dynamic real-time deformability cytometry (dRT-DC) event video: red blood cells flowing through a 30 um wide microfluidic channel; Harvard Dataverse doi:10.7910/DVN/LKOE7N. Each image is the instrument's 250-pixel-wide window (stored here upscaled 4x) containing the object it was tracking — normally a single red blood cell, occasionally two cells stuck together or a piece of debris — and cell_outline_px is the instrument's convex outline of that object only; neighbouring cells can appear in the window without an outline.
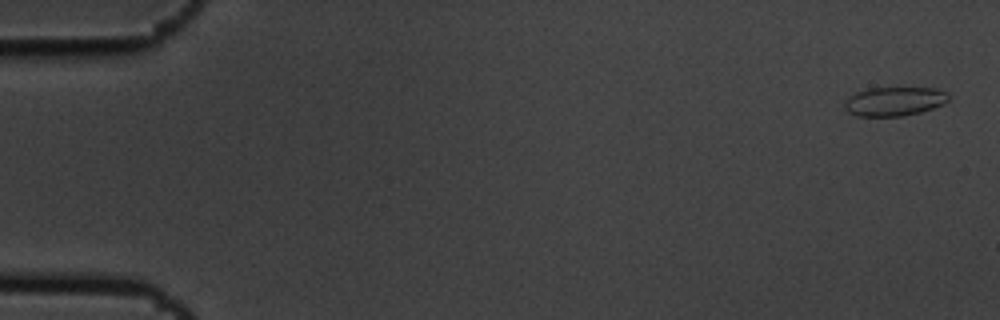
{"species": "common noctule bat (a hibernating species)", "species_latin": "Nyctalus noctula", "temperature_condition": "cold", "stored_images_in_passage": 5, "camera_frame_rate_fps": 3000, "um_per_image_px": 0.085, "animal": {"sex": "male", "body_mass_g": 19.5, "forearm_length_mm": 54.6}, "frame": {"image": 1, "passage_image": 1, "time_ms": 0.0, "image_size_px": [1000, 320], "cell_outline_px": [[948, 100], [944, 104], [920, 112], [900, 116], [856, 116], [848, 112], [844, 108], [844, 104], [848, 96], [856, 92], [868, 88], [936, 88], [944, 92], [948, 96]], "centroid_in_image_um": [75.97, 8.62], "position_along_channel_um": 9.0, "area_um2": 17.51}}